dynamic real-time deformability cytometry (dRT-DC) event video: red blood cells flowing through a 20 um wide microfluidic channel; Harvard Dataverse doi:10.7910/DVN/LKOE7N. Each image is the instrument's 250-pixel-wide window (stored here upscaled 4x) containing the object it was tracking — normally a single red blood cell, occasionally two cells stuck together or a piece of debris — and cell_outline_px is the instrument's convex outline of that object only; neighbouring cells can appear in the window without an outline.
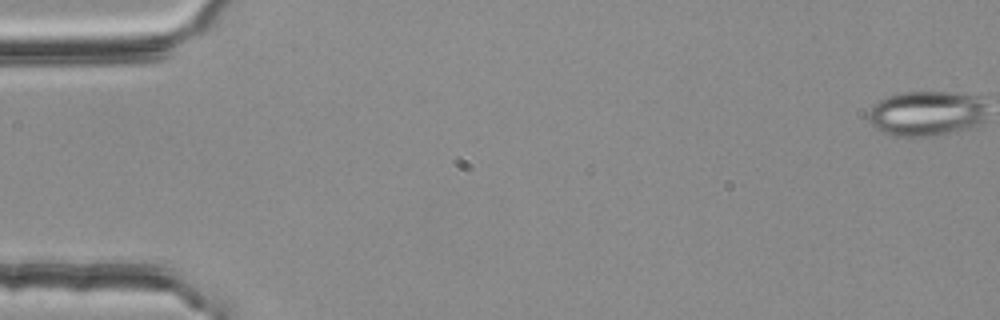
{"species": "common noctule bat (a hibernating species)", "species_latin": "Nyctalus noctula", "temperature_condition": "room temperature", "stored_images_in_passage": 1, "camera_frame_rate_fps": 3000, "um_per_image_px": 0.085, "animal": {"sex": "female", "body_mass_g": 25.1}, "frame": {"image": 1, "passage_image": 1, "time_ms": 0.0, "image_size_px": [1000, 320], "cell_outline_px": [[984, 120], [980, 124], [936, 136], [892, 136], [880, 132], [868, 120], [868, 112], [884, 96], [904, 92], [952, 92], [980, 96], [984, 104]], "centroid_in_image_um": [78.73, 9.64], "position_along_channel_um": 6.3, "area_um2": 31.21}}